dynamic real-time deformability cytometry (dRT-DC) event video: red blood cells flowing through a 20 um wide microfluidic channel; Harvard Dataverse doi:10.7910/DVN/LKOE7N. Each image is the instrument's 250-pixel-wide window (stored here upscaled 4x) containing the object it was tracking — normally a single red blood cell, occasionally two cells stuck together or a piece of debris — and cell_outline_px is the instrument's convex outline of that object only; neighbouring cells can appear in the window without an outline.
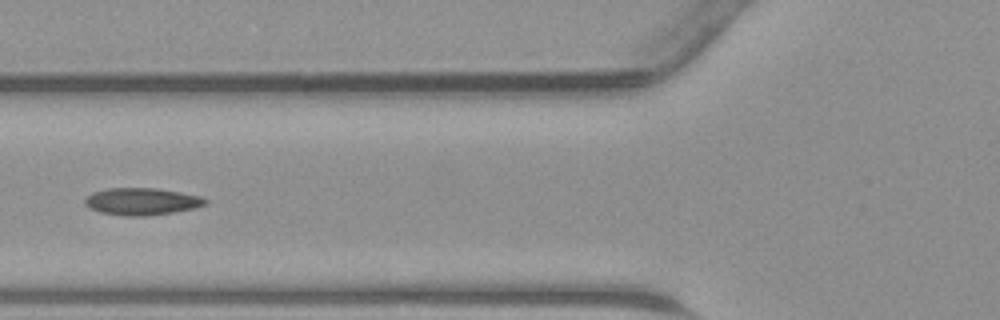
{"species": "common noctule bat (a hibernating species)", "species_latin": "Nyctalus noctula", "temperature_condition": "warm", "stored_images_in_passage": 19, "camera_frame_rate_fps": 3000, "um_per_image_px": 0.085, "animal": {"sex": "male", "body_mass_g": 23.1, "forearm_length_mm": 52.7}, "frame": {"image": 1, "passage_image": 6, "time_ms": 1.667, "image_size_px": [1000, 320], "cell_outline_px": [[208, 204], [196, 208], [172, 212], [144, 216], [128, 216], [100, 212], [84, 204], [84, 200], [92, 192], [108, 188], [156, 188], [180, 192], [200, 196], [208, 200]], "centroid_in_image_um": [12.08, 17.12], "position_along_channel_um": 113.7, "area_um2": 18.96}}
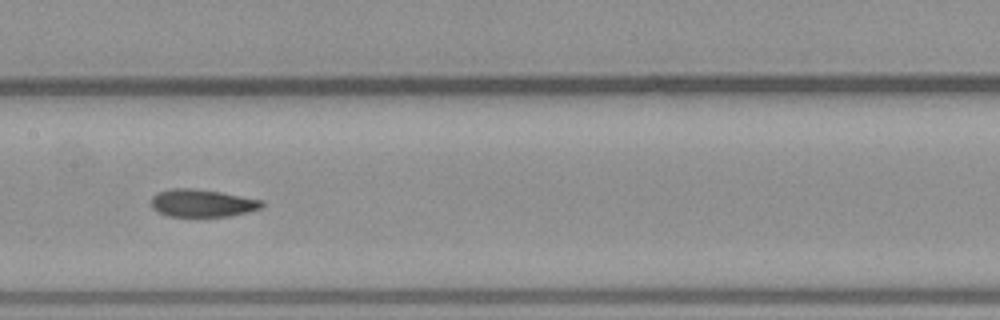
{"frame": {"image": 2, "passage_image": 11, "time_ms": 3.333, "image_size_px": [1000, 320], "cell_outline_px": [[264, 204], [260, 208], [248, 212], [228, 216], [168, 216], [152, 208], [152, 196], [156, 192], [172, 188], [192, 188], [220, 192], [264, 200]], "centroid_in_image_um": [17.19, 17.25], "position_along_channel_um": 190.2, "area_um2": 17.74}}